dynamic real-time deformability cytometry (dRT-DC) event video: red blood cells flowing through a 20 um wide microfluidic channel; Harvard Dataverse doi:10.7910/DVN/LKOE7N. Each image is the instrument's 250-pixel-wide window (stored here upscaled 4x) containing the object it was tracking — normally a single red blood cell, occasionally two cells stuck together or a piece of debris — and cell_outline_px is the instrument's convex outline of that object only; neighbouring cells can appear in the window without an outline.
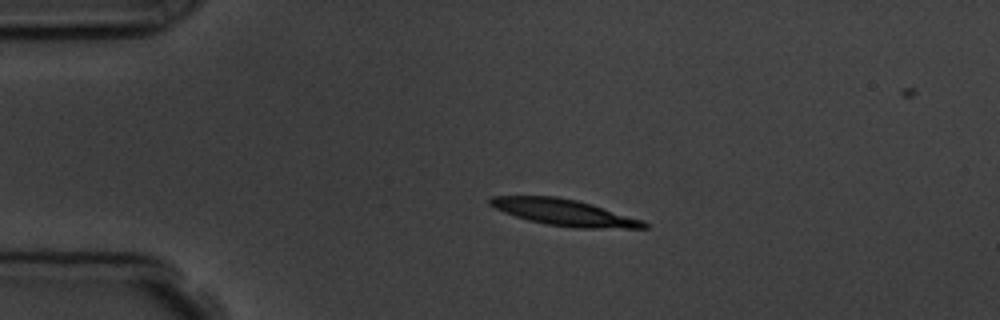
{"species": "common noctule bat (a hibernating species)", "species_latin": "Nyctalus noctula", "temperature_condition": "room temperature", "stored_images_in_passage": 5, "camera_frame_rate_fps": 3000, "um_per_image_px": 0.085, "animal": {"sex": "male", "body_mass_g": 19.5, "forearm_length_mm": 54.6}, "frame": {"image": 1, "passage_image": 3, "time_ms": 2.333, "image_size_px": [1000, 320], "cell_outline_px": [[648, 228], [572, 228], [544, 224], [528, 220], [504, 212], [488, 204], [488, 200], [492, 196], [556, 196], [576, 200], [592, 204], [644, 220], [648, 224]], "centroid_in_image_um": [47.97, 18.06], "position_along_channel_um": 37.0, "area_um2": 23.7}}